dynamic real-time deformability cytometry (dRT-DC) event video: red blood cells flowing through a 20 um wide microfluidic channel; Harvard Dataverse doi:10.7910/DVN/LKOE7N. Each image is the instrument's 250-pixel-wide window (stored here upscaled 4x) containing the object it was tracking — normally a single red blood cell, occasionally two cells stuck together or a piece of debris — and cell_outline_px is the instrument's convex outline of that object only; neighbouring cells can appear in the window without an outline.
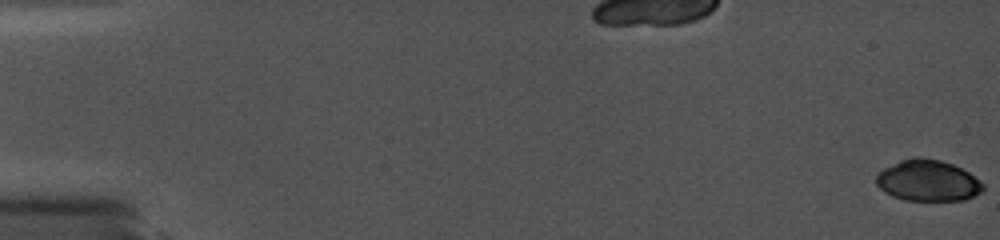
{"species": "common noctule bat (a hibernating species)", "species_latin": "Nyctalus noctula", "temperature_condition": "cold", "stored_images_in_passage": 23, "camera_frame_rate_fps": 5000, "um_per_image_px": 0.085, "animal": {"sex": "female", "body_mass_g": 19.0, "forearm_length_mm": 56.7}, "frame": {"image": 1, "passage_image": 1, "time_ms": 0.0, "image_size_px": [1000, 240], "cell_outline_px": [[984, 188], [980, 192], [964, 200], [904, 200], [892, 196], [884, 192], [876, 184], [876, 176], [884, 168], [900, 160], [916, 156], [920, 156], [940, 160], [952, 164], [968, 172], [980, 180], [984, 184]], "centroid_in_image_um": [78.85, 15.34], "position_along_channel_um": 6.1, "area_um2": 25.61}}
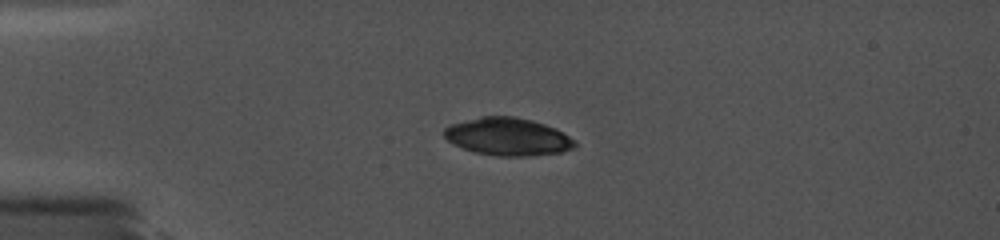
{"frame": {"image": 2, "passage_image": 18, "time_ms": 4.8, "image_size_px": [1000, 240], "cell_outline_px": [[576, 148], [560, 152], [528, 156], [496, 156], [476, 152], [452, 144], [444, 136], [444, 128], [452, 124], [480, 116], [516, 116], [532, 120], [556, 128], [564, 132], [576, 140]], "centroid_in_image_um": [43.2, 11.61], "position_along_channel_um": 41.8, "area_um2": 28.84}}